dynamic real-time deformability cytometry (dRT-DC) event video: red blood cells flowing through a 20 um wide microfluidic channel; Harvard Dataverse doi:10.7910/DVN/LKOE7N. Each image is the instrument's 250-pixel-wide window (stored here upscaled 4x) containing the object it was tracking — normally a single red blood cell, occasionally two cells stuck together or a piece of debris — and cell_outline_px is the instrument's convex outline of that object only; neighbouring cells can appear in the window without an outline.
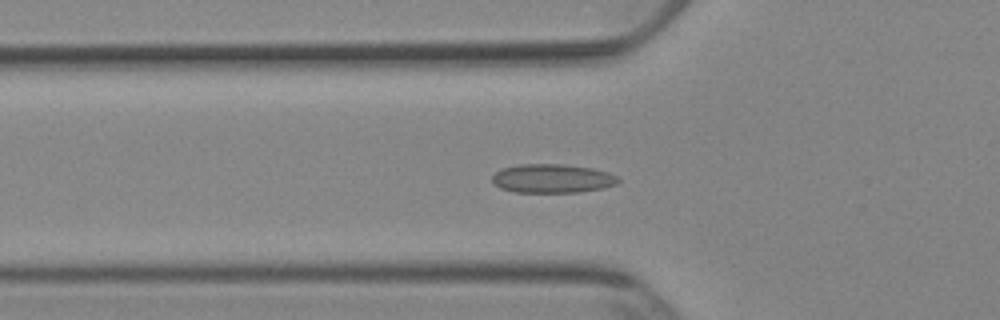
{"species": "Egyptian fruit bat (a non-hibernating species)", "species_latin": "Rousettus aegyptiacus", "temperature_condition": "cold", "stored_images_in_passage": 39, "camera_frame_rate_fps": 3000, "um_per_image_px": 0.085, "animal": {"sex": "female"}, "frame": {"image": 1, "passage_image": 5, "time_ms": 1.333, "image_size_px": [1000, 320], "cell_outline_px": [[620, 180], [616, 184], [604, 188], [580, 192], [512, 192], [500, 188], [492, 184], [492, 176], [496, 172], [504, 168], [520, 164], [564, 164], [592, 168], [608, 172], [616, 176]], "centroid_in_image_um": [46.93, 15.18], "position_along_channel_um": 78.9, "area_um2": 21.27}}
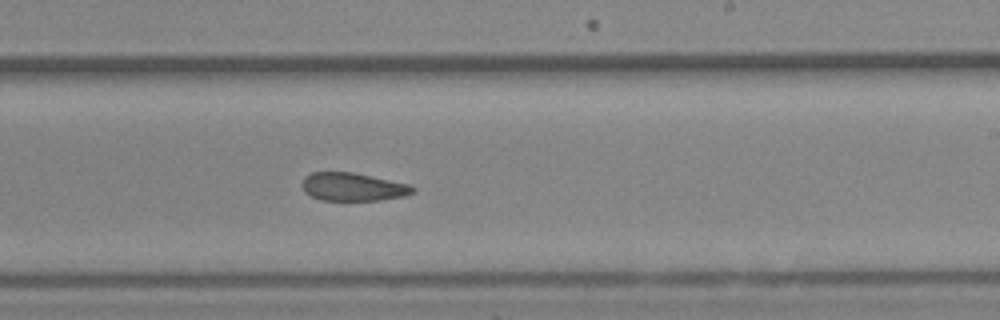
{"frame": {"image": 2, "passage_image": 19, "time_ms": 6.0, "image_size_px": [1000, 320], "cell_outline_px": [[416, 192], [404, 196], [380, 200], [320, 200], [304, 192], [304, 176], [312, 172], [352, 172], [412, 184], [416, 188]], "centroid_in_image_um": [30.07, 15.88], "position_along_channel_um": 258.9, "area_um2": 18.21}}
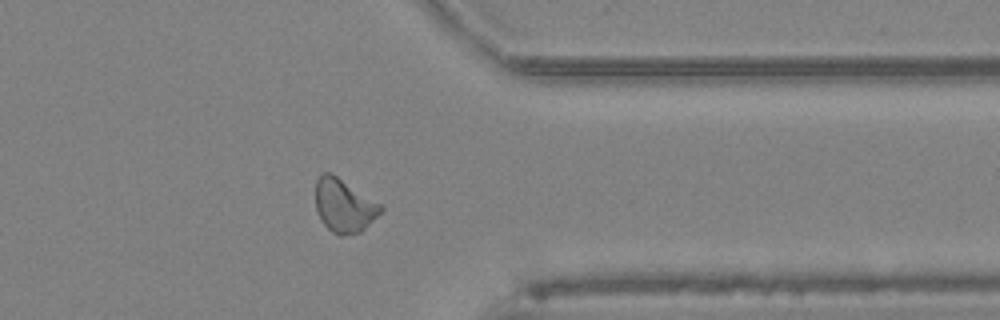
{"frame": {"image": 3, "passage_image": 29, "time_ms": 9.333, "image_size_px": [1000, 320], "cell_outline_px": [[384, 208], [360, 232], [344, 236], [340, 236], [332, 232], [320, 220], [316, 212], [316, 180], [324, 172], [332, 172], [384, 204]], "centroid_in_image_um": [29.25, 17.45], "position_along_channel_um": 382.1, "area_um2": 20.63}, "authors_computed_cell_mechanics": {"area_um2": 19.652, "velocity_mm_per_s": 3.8757, "shape_relaxation_time_tau1_ms": null, "shape_relaxation_time_tau2_ms": 3.2763, "deformation_change_tau1": null, "deformation_change_tau2": 0.0797}}